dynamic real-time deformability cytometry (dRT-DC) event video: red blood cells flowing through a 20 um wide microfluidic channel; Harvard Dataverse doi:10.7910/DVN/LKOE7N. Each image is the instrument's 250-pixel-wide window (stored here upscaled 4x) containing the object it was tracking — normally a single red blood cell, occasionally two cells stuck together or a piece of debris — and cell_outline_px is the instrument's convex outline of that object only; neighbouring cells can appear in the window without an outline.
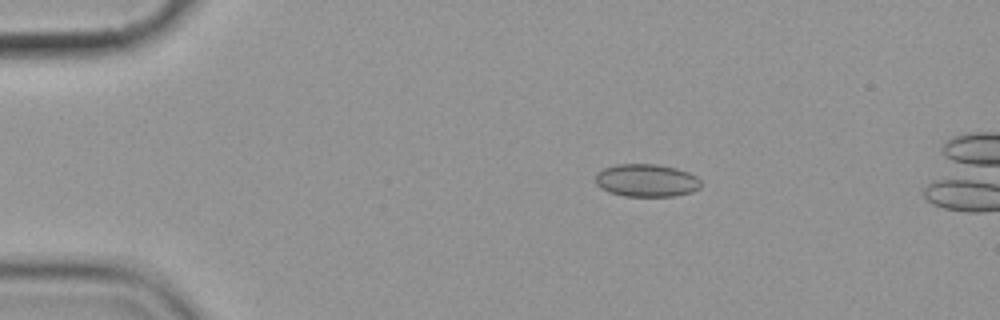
{"species": "common noctule bat (a hibernating species)", "species_latin": "Nyctalus noctula", "temperature_condition": "cold", "stored_images_in_passage": 6, "camera_frame_rate_fps": 3000, "um_per_image_px": 0.085, "animal": {"sex": "female", "body_mass_g": 19.9}, "frame": {"image": 1, "passage_image": 3, "time_ms": 2.333, "image_size_px": [1000, 320], "cell_outline_px": [[700, 188], [692, 192], [672, 196], [624, 196], [608, 192], [600, 188], [596, 184], [596, 172], [604, 168], [616, 164], [656, 164], [676, 168], [688, 172], [696, 176], [700, 180]], "centroid_in_image_um": [54.93, 15.33], "position_along_channel_um": 30.1, "area_um2": 20.23}}
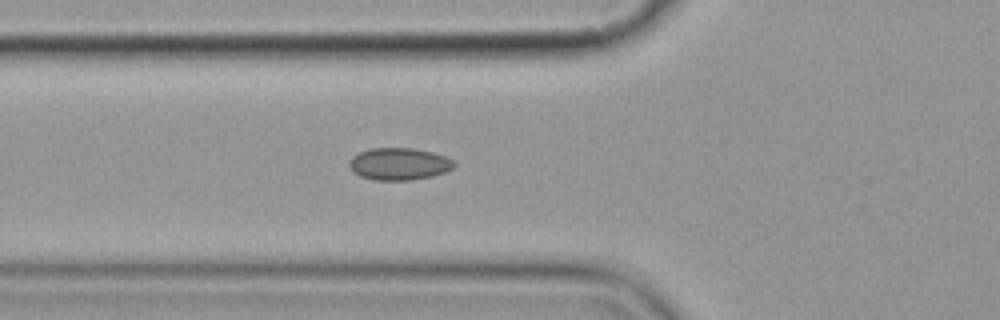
{"frame": {"image": 2, "passage_image": 6, "time_ms": 5.667, "image_size_px": [1000, 320], "cell_outline_px": [[456, 164], [452, 168], [444, 172], [432, 176], [412, 180], [376, 180], [360, 176], [352, 172], [348, 164], [352, 156], [368, 148], [412, 148], [432, 152], [444, 156], [452, 160]], "centroid_in_image_um": [33.89, 13.93], "position_along_channel_um": 91.9, "area_um2": 19.65}}